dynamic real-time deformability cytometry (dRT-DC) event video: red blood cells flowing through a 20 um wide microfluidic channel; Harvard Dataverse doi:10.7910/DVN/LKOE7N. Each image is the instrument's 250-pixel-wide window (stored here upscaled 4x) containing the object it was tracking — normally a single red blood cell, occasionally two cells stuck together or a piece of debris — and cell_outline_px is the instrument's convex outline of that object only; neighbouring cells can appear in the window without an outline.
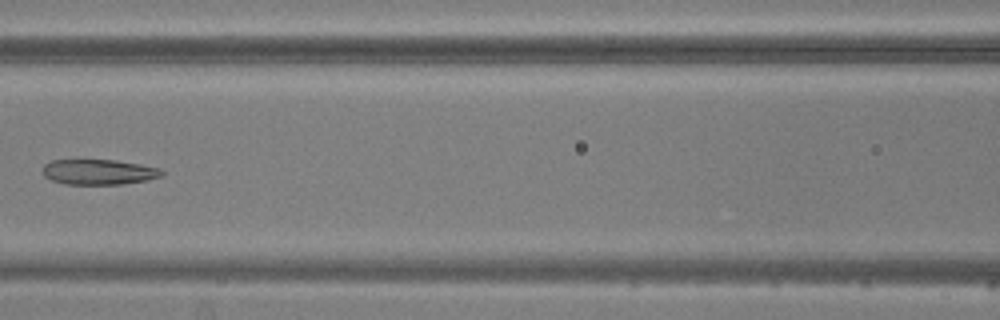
{"species": "common noctule bat (a hibernating species)", "species_latin": "Nyctalus noctula", "temperature_condition": "warm", "stored_images_in_passage": 6, "camera_frame_rate_fps": 3000, "um_per_image_px": 0.085, "animal": {"sex": "male", "body_mass_g": 20.5, "forearm_length_mm": 52.5}, "frame": {"image": 1, "passage_image": 6, "time_ms": 6.667, "image_size_px": [1000, 320], "cell_outline_px": [[164, 172], [160, 176], [148, 180], [124, 184], [64, 184], [52, 180], [44, 176], [44, 164], [52, 160], [116, 160], [140, 164], [160, 168]], "centroid_in_image_um": [8.41, 14.62], "position_along_channel_um": 158.2, "area_um2": 17.51}}